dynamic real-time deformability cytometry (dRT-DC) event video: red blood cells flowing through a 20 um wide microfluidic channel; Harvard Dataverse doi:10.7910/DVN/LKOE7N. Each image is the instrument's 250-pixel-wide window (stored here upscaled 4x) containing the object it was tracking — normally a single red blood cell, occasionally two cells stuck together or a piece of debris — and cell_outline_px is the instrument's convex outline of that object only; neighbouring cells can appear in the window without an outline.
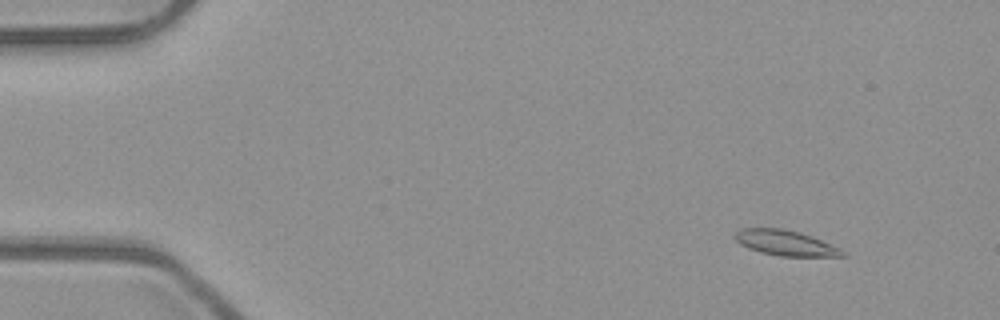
{"species": "common noctule bat (a hibernating species)", "species_latin": "Nyctalus noctula", "temperature_condition": "room temperature", "stored_images_in_passage": 4, "camera_frame_rate_fps": 3000, "um_per_image_px": 0.085, "animal": {"sex": "male", "body_mass_g": 23.1, "forearm_length_mm": 52.7}, "frame": {"image": 1, "passage_image": 1, "time_ms": 0.0, "image_size_px": [1000, 320], "cell_outline_px": [[848, 256], [780, 256], [760, 252], [748, 248], [740, 244], [732, 236], [740, 228], [784, 228], [800, 232], [812, 236], [840, 248], [848, 252]], "centroid_in_image_um": [66.78, 20.64], "position_along_channel_um": 18.2, "area_um2": 16.07}}
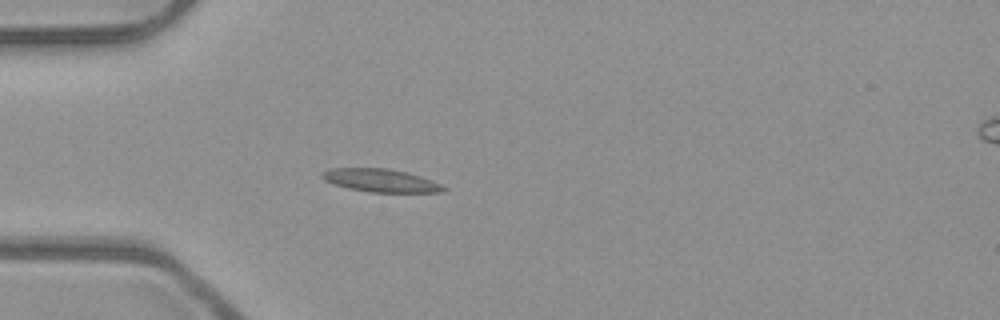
{"frame": {"image": 2, "passage_image": 4, "time_ms": 1.0, "image_size_px": [1000, 320], "cell_outline_px": [[448, 188], [444, 192], [368, 192], [348, 188], [324, 180], [320, 176], [320, 172], [328, 168], [388, 168], [408, 172], [432, 180]], "centroid_in_image_um": [32.35, 15.33], "position_along_channel_um": 52.7, "area_um2": 16.42}}